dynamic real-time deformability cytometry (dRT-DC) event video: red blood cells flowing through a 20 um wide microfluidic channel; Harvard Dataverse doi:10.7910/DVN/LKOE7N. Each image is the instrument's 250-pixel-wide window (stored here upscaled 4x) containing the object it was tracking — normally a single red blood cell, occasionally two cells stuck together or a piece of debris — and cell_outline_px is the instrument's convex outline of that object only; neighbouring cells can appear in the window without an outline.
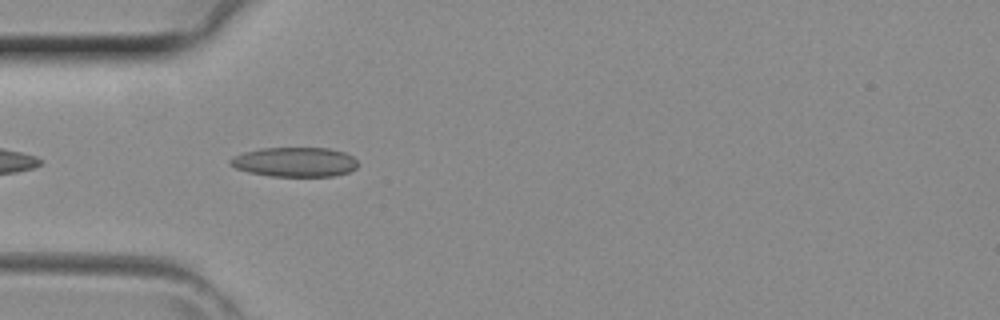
{"species": "common noctule bat (a hibernating species)", "species_latin": "Nyctalus noctula", "temperature_condition": "room temperature", "stored_images_in_passage": 41, "camera_frame_rate_fps": 3000, "um_per_image_px": 0.085, "animal": {"sex": "female", "body_mass_g": 29.2, "forearm_length_mm": 56.3}, "frame": {"image": 1, "passage_image": 13, "time_ms": 4.0, "image_size_px": [1000, 320], "cell_outline_px": [[360, 164], [356, 168], [348, 172], [336, 176], [272, 176], [248, 172], [236, 168], [228, 164], [228, 160], [232, 156], [244, 152], [260, 148], [328, 148], [344, 152], [352, 156]], "centroid_in_image_um": [25.05, 13.77], "position_along_channel_um": 60.0, "area_um2": 22.14}}
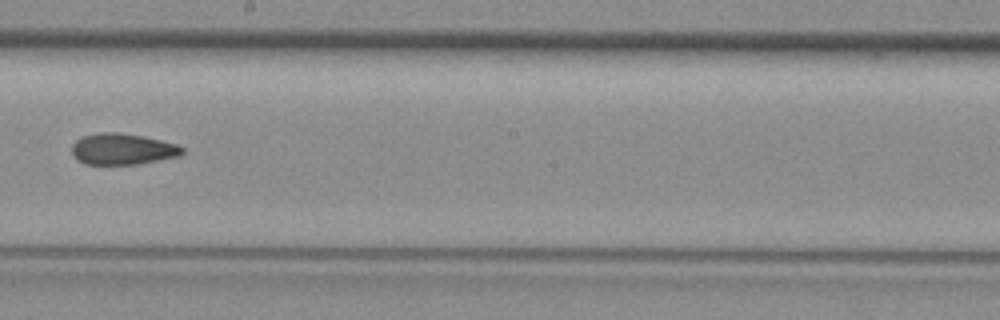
{"frame": {"image": 2, "passage_image": 24, "time_ms": 7.667, "image_size_px": [1000, 320], "cell_outline_px": [[184, 152], [180, 156], [136, 164], [84, 164], [76, 160], [72, 152], [72, 144], [76, 140], [84, 136], [100, 132], [116, 132], [144, 136], [176, 144], [184, 148]], "centroid_in_image_um": [10.4, 12.67], "position_along_channel_um": 237.8, "area_um2": 20.06}}
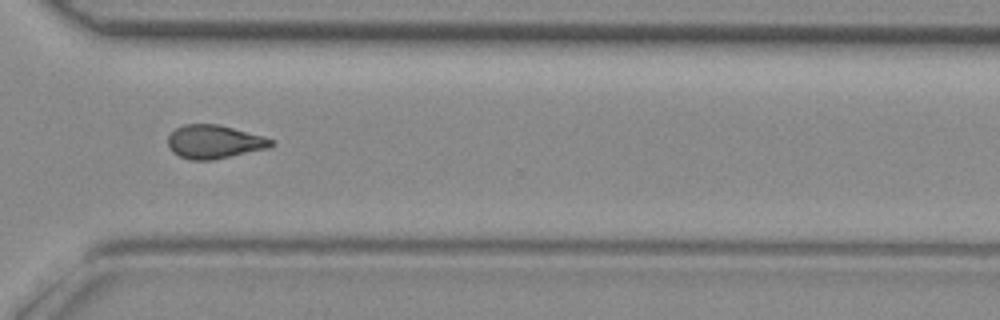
{"frame": {"image": 3, "passage_image": 31, "time_ms": 10.0, "image_size_px": [1000, 320], "cell_outline_px": [[276, 144], [268, 148], [212, 160], [192, 160], [180, 156], [172, 152], [168, 148], [168, 136], [176, 128], [184, 124], [216, 124], [264, 136], [276, 140]], "centroid_in_image_um": [18.22, 12.05], "position_along_channel_um": 352.4, "area_um2": 20.17}}